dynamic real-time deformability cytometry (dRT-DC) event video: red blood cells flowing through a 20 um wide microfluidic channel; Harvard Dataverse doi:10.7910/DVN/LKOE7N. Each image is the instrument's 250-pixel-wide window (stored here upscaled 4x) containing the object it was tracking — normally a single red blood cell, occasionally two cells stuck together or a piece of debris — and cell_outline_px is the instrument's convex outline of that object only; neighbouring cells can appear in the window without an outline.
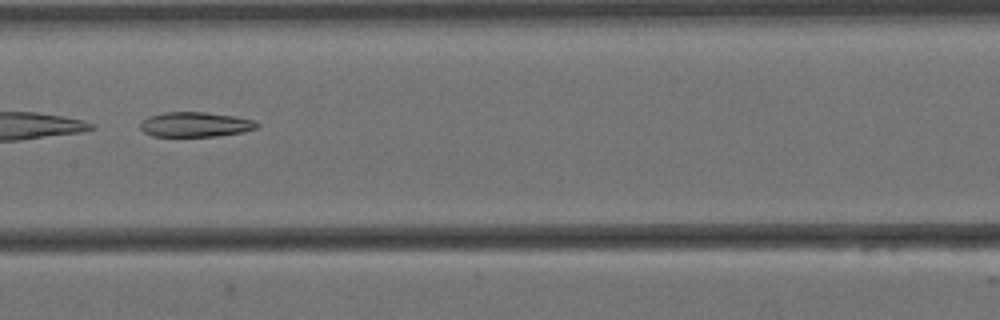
{"species": "Egyptian fruit bat (a non-hibernating species)", "species_latin": "Rousettus aegyptiacus", "temperature_condition": "cold", "stored_images_in_passage": 14, "camera_frame_rate_fps": 3000, "um_per_image_px": 0.085, "animal": {"sex": "female"}, "frame": {"image": 1, "passage_image": 7, "time_ms": 2.0, "image_size_px": [1000, 320], "cell_outline_px": [[260, 124], [256, 128], [244, 132], [216, 136], [152, 136], [144, 132], [140, 128], [140, 124], [148, 116], [164, 112], [204, 112], [232, 116], [252, 120]], "centroid_in_image_um": [16.58, 10.58], "position_along_channel_um": 190.8, "area_um2": 16.76}}